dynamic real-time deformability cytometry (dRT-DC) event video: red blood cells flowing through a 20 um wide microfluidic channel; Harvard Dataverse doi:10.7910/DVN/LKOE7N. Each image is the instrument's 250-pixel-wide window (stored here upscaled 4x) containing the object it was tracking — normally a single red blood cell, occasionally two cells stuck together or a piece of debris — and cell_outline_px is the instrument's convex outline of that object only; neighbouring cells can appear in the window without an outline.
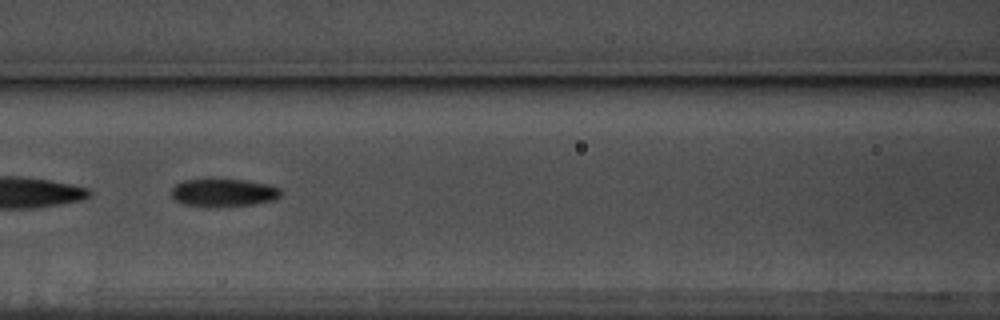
{"species": "common noctule bat (a hibernating species)", "species_latin": "Nyctalus noctula", "temperature_condition": "warm", "stored_images_in_passage": 57, "camera_frame_rate_fps": 3000, "um_per_image_px": 0.085, "animal": {"sex": "male", "body_mass_g": 17.5, "forearm_length_mm": 52.3}, "frame": {"image": 1, "passage_image": 25, "time_ms": 8.0, "image_size_px": [1000, 320], "cell_outline_px": [[284, 192], [280, 196], [272, 200], [252, 204], [184, 204], [176, 200], [172, 196], [172, 188], [176, 184], [184, 180], [244, 180], [264, 184], [280, 188]], "centroid_in_image_um": [19.03, 16.34], "position_along_channel_um": 147.6, "area_um2": 16.65}, "authors_computed_cell_mechanics": {"area_um2": 18.0914, "velocity_mm_per_s": 3.5731, "shape_relaxation_time_tau1_ms": 3.7632, "shape_relaxation_time_tau2_ms": 3.3643, "deformation_change_tau1": 0.141, "deformation_change_tau2": 0.1013}}